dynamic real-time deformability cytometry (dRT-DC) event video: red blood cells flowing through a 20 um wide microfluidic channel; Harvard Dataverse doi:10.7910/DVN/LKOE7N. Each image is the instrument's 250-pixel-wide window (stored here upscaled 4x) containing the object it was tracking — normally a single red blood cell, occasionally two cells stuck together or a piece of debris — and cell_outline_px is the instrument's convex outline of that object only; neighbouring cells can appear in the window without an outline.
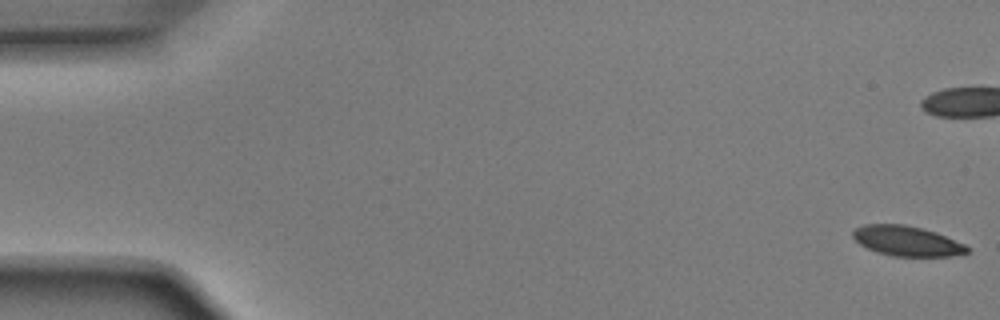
{"species": "Egyptian fruit bat (a non-hibernating species)", "species_latin": "Rousettus aegyptiacus", "temperature_condition": "room temperature", "stored_images_in_passage": 53, "camera_frame_rate_fps": 3000, "um_per_image_px": 0.085, "animal": {"sex": "male"}, "frame": {"image": 1, "passage_image": 1, "time_ms": 0.0, "image_size_px": [1000, 320], "cell_outline_px": [[972, 252], [952, 256], [892, 256], [876, 252], [860, 244], [852, 236], [852, 232], [856, 228], [864, 224], [904, 224], [924, 228], [936, 232], [964, 244]], "centroid_in_image_um": [77.09, 20.48], "position_along_channel_um": 7.9, "area_um2": 20.06}, "authors_computed_cell_mechanics": {"area_um2": 22.831, "velocity_mm_per_s": 3.8992, "shape_relaxation_time_tau1_ms": 1.7923, "shape_relaxation_time_tau2_ms": null, "deformation_change_tau1": 0.1052, "deformation_change_tau2": null}}